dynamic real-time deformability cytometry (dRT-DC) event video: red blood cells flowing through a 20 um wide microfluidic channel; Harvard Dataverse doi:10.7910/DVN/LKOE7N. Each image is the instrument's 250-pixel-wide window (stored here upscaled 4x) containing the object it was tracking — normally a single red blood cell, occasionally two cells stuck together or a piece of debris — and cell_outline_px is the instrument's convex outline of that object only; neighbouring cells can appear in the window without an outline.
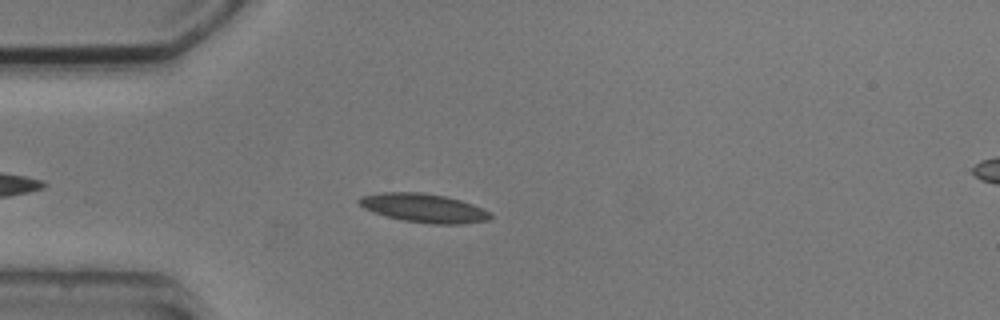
{"species": "common noctule bat (a hibernating species)", "species_latin": "Nyctalus noctula", "temperature_condition": "cold", "stored_images_in_passage": 5, "segment_of_instrument_passage": [1, 2], "camera_frame_rate_fps": 3000, "um_per_image_px": 0.085, "animal": {"sex": "male", "body_mass_g": 20.5, "forearm_length_mm": 52.5}, "frame": {"image": 1, "passage_image": 4, "time_ms": 3.333, "image_size_px": [1000, 320], "cell_outline_px": [[492, 216], [488, 220], [464, 224], [432, 224], [404, 220], [384, 216], [364, 208], [356, 200], [360, 196], [384, 192], [420, 192], [444, 196], [460, 200], [472, 204], [488, 212]], "centroid_in_image_um": [35.99, 17.68], "position_along_channel_um": 49.0, "area_um2": 21.85}}